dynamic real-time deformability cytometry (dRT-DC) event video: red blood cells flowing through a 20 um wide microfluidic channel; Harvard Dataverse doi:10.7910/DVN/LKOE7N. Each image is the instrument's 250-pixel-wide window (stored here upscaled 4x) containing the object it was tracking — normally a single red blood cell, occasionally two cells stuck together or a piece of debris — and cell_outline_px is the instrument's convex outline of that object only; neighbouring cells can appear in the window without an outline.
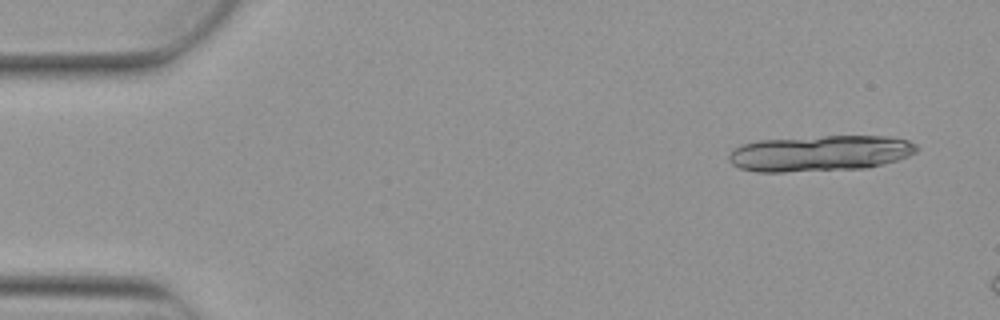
{"species": "Egyptian fruit bat (a non-hibernating species)", "species_latin": "Rousettus aegyptiacus", "temperature_condition": "warm", "stored_images_in_passage": 3, "camera_frame_rate_fps": 3000, "um_per_image_px": 0.085, "animal": {"sex": "female"}, "frame": {"image": 1, "passage_image": 1, "time_ms": 0.0, "image_size_px": [1000, 320], "cell_outline_px": [[920, 148], [916, 152], [908, 156], [884, 164], [868, 168], [784, 172], [756, 172], [740, 168], [732, 164], [728, 160], [728, 156], [736, 148], [744, 144], [756, 140], [824, 136], [892, 136], [908, 140], [916, 144]], "centroid_in_image_um": [69.73, 13.03], "position_along_channel_um": 15.3, "area_um2": 39.54}}